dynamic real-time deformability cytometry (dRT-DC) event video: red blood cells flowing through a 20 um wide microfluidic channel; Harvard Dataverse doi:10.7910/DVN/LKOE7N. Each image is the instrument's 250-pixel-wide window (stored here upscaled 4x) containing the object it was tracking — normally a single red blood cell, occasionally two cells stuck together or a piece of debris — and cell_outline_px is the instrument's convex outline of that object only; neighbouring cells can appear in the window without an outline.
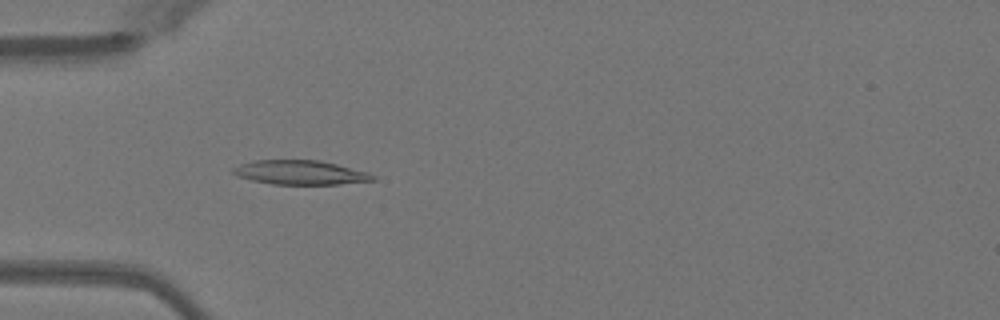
{"species": "Egyptian fruit bat (a non-hibernating species)", "species_latin": "Rousettus aegyptiacus", "temperature_condition": "warm", "stored_images_in_passage": 37, "camera_frame_rate_fps": 3000, "um_per_image_px": 0.085, "animal": {"sex": "female"}, "frame": {"image": 1, "passage_image": 8, "time_ms": 2.333, "image_size_px": [1000, 320], "cell_outline_px": [[376, 180], [340, 184], [272, 184], [252, 180], [236, 176], [232, 172], [232, 168], [240, 164], [252, 160], [320, 160], [368, 172], [376, 176]], "centroid_in_image_um": [25.51, 14.66], "position_along_channel_um": 59.5, "area_um2": 19.77}}
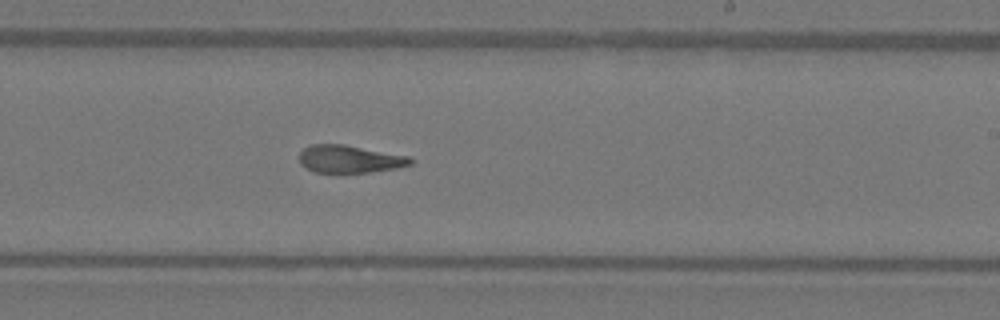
{"frame": {"image": 2, "passage_image": 23, "time_ms": 7.333, "image_size_px": [1000, 320], "cell_outline_px": [[412, 164], [396, 168], [368, 172], [316, 172], [300, 164], [300, 152], [304, 148], [312, 144], [344, 144], [412, 156]], "centroid_in_image_um": [29.76, 13.5], "position_along_channel_um": 259.2, "area_um2": 17.86}}
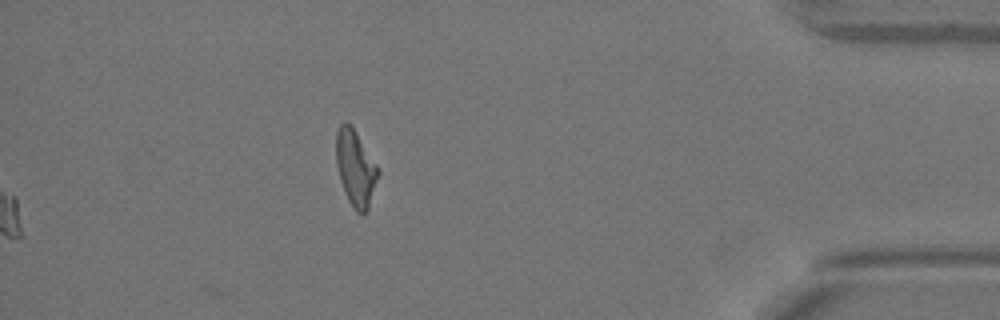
{"frame": {"image": 3, "passage_image": 37, "time_ms": 12.0, "image_size_px": [1000, 320], "cell_outline_px": [[380, 172], [368, 208], [364, 212], [356, 212], [348, 200], [344, 192], [340, 180], [336, 164], [336, 132], [340, 124], [344, 120], [356, 132], [376, 164]], "centroid_in_image_um": [30.2, 14.28], "position_along_channel_um": 405.0, "area_um2": 18.32}, "authors_computed_cell_mechanics": {"area_um2": 19.1896, "velocity_mm_per_s": 4.0712, "shape_relaxation_time_tau1_ms": null, "shape_relaxation_time_tau2_ms": 2.2909, "deformation_change_tau1": null, "deformation_change_tau2": 0.0955}}